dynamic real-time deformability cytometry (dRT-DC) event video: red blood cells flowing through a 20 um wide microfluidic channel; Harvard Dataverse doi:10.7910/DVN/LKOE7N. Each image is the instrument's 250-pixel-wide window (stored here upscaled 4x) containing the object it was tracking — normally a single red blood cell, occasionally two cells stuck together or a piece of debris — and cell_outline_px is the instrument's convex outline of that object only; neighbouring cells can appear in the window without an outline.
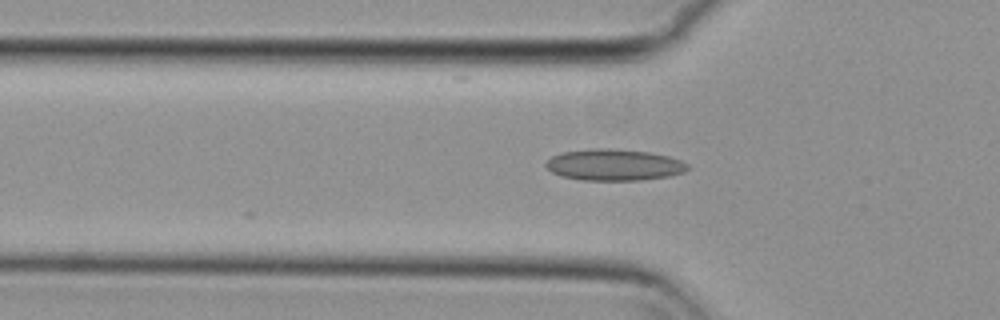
{"species": "common noctule bat (a hibernating species)", "species_latin": "Nyctalus noctula", "temperature_condition": "cold", "stored_images_in_passage": 44, "camera_frame_rate_fps": 3000, "um_per_image_px": 0.085, "animal": {"sex": "female", "body_mass_g": 29.2, "forearm_length_mm": 56.3}, "frame": {"image": 1, "passage_image": 8, "time_ms": 2.333, "image_size_px": [1000, 320], "cell_outline_px": [[692, 168], [684, 172], [668, 176], [640, 180], [580, 180], [560, 176], [552, 172], [544, 164], [552, 156], [564, 152], [592, 148], [608, 148], [648, 152], [668, 156], [680, 160], [688, 164]], "centroid_in_image_um": [52.2, 14.01], "position_along_channel_um": 73.6, "area_um2": 25.95}}
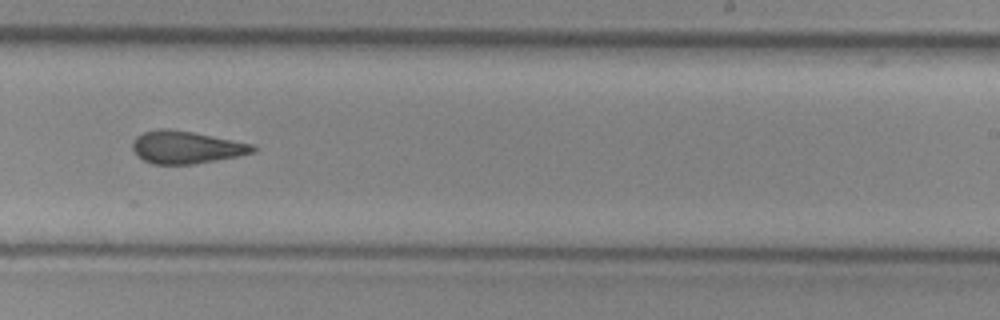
{"frame": {"image": 2, "passage_image": 24, "time_ms": 7.667, "image_size_px": [1000, 320], "cell_outline_px": [[256, 152], [216, 160], [192, 164], [152, 164], [136, 156], [132, 148], [132, 140], [136, 136], [144, 132], [160, 128], [168, 128], [192, 132], [256, 144]], "centroid_in_image_um": [15.81, 12.51], "position_along_channel_um": 273.2, "area_um2": 22.95}}
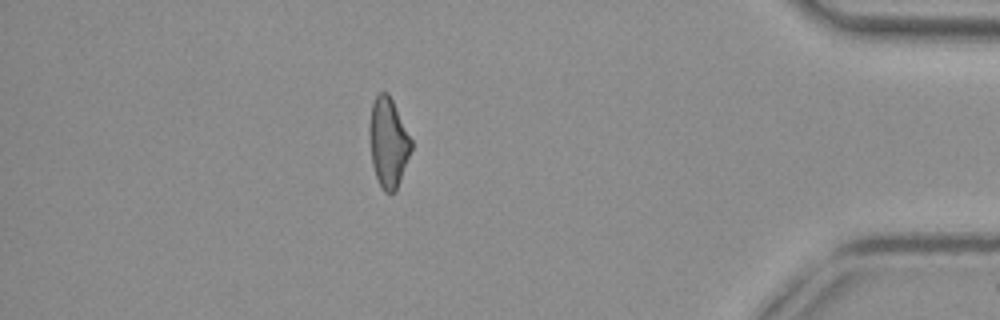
{"frame": {"image": 3, "passage_image": 38, "time_ms": 12.333, "image_size_px": [1000, 320], "cell_outline_px": [[412, 148], [396, 192], [384, 192], [380, 188], [372, 164], [368, 132], [368, 128], [372, 104], [376, 96], [380, 92], [388, 92], [412, 140]], "centroid_in_image_um": [32.99, 12.13], "position_along_channel_um": 402.2, "area_um2": 21.85}, "authors_computed_cell_mechanics": {"area_um2": 23.0044, "velocity_mm_per_s": 3.735, "shape_relaxation_time_tau1_ms": null, "shape_relaxation_time_tau2_ms": 2.7608, "deformation_change_tau1": null, "deformation_change_tau2": 0.112}}